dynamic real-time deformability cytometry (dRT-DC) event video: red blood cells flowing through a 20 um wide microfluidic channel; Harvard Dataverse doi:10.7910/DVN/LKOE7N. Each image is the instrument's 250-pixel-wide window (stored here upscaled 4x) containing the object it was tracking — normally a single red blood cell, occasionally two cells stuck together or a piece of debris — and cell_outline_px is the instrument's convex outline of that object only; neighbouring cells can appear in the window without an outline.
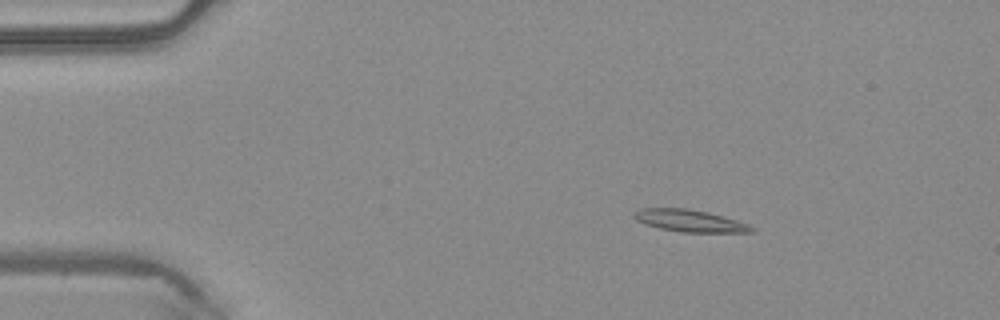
{"species": "common noctule bat (a hibernating species)", "species_latin": "Nyctalus noctula", "temperature_condition": "warm", "stored_images_in_passage": 3, "camera_frame_rate_fps": 3000, "um_per_image_px": 0.085, "animal": {"sex": "male", "body_mass_g": 20.4}, "frame": {"image": 1, "passage_image": 2, "time_ms": 0.333, "image_size_px": [1000, 320], "cell_outline_px": [[756, 232], [684, 232], [660, 228], [644, 224], [636, 220], [632, 216], [632, 212], [640, 208], [688, 208], [708, 212], [724, 216], [748, 224], [756, 228]], "centroid_in_image_um": [58.61, 18.75], "position_along_channel_um": 26.4, "area_um2": 15.26}}